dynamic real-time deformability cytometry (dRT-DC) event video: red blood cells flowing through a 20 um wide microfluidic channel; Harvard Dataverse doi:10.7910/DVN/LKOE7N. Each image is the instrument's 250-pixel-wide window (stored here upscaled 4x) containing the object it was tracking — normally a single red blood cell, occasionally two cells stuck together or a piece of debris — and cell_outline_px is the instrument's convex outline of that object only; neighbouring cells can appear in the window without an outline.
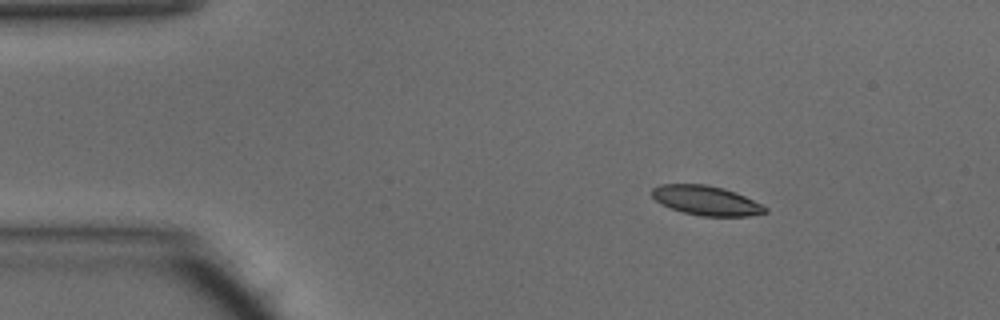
{"species": "common noctule bat (a hibernating species)", "species_latin": "Nyctalus noctula", "temperature_condition": "warm", "stored_images_in_passage": 42, "camera_frame_rate_fps": 3000, "um_per_image_px": 0.085, "animal": {"sex": "male", "body_mass_g": 15.6}, "frame": {"image": 1, "passage_image": 1, "time_ms": 0.0, "image_size_px": [1000, 320], "cell_outline_px": [[768, 212], [748, 216], [700, 216], [684, 212], [660, 204], [652, 196], [652, 188], [660, 184], [704, 184], [724, 188], [736, 192], [768, 208]], "centroid_in_image_um": [60.02, 17.04], "position_along_channel_um": 25.0, "area_um2": 19.36}}
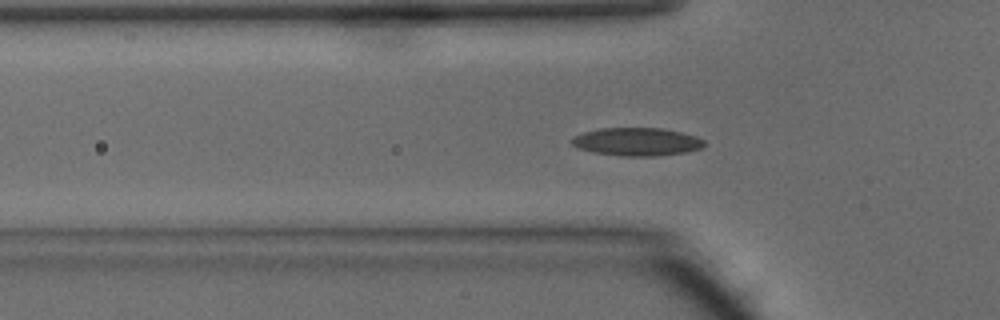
{"frame": {"image": 2, "passage_image": 9, "time_ms": 2.667, "image_size_px": [1000, 320], "cell_outline_px": [[704, 148], [688, 152], [656, 156], [620, 156], [592, 152], [580, 148], [572, 144], [568, 140], [584, 132], [600, 128], [664, 128], [696, 136], [704, 140]], "centroid_in_image_um": [54.16, 12.05], "position_along_channel_um": 71.6, "area_um2": 21.79}}
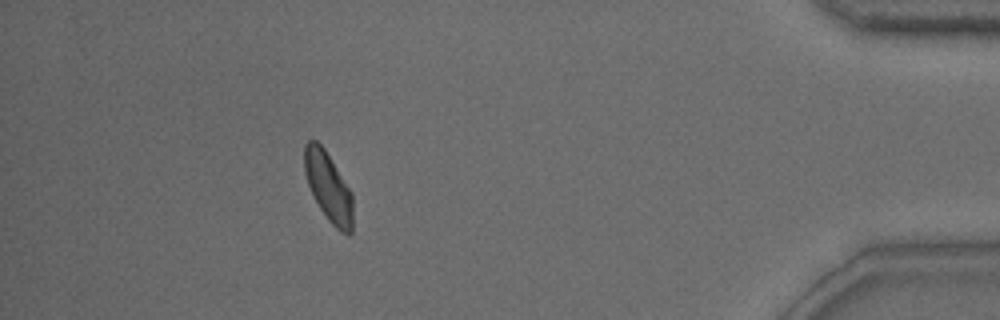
{"frame": {"image": 3, "passage_image": 37, "time_ms": 12.0, "image_size_px": [1000, 320], "cell_outline_px": [[352, 232], [348, 236], [340, 232], [328, 220], [320, 208], [308, 184], [304, 172], [304, 144], [308, 140], [316, 140], [324, 148], [352, 192]], "centroid_in_image_um": [27.91, 15.89], "position_along_channel_um": 407.3, "area_um2": 19.48}, "authors_computed_cell_mechanics": {"area_um2": 19.9988, "velocity_mm_per_s": 4.1644, "shape_relaxation_time_tau1_ms": 6.9639, "shape_relaxation_time_tau2_ms": 3.1503, "deformation_change_tau1": 0.1557, "deformation_change_tau2": 0.089}}